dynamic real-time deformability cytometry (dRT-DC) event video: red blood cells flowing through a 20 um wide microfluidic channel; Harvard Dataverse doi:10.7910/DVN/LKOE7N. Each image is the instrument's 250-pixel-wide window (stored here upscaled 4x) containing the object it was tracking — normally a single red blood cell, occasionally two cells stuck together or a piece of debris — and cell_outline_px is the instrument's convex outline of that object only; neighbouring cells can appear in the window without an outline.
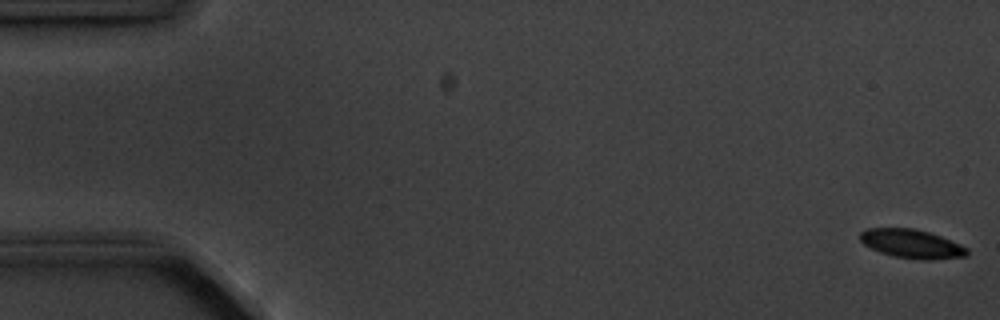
{"species": "common noctule bat (a hibernating species)", "species_latin": "Nyctalus noctula", "temperature_condition": "cold", "stored_images_in_passage": 6, "camera_frame_rate_fps": 3000, "um_per_image_px": 0.085, "animal": {"sex": "male", "body_mass_g": 20.1, "forearm_length_mm": 53.5}, "frame": {"image": 1, "passage_image": 1, "time_ms": 0.0, "image_size_px": [1000, 320], "cell_outline_px": [[968, 256], [928, 260], [920, 260], [892, 256], [880, 252], [864, 244], [860, 240], [860, 232], [868, 228], [912, 228], [928, 232], [940, 236], [960, 244], [968, 248]], "centroid_in_image_um": [77.5, 20.73], "position_along_channel_um": 7.5, "area_um2": 17.92}}
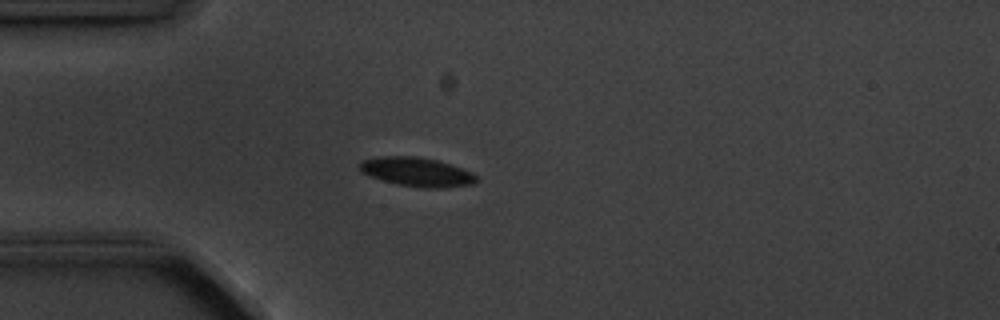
{"frame": {"image": 2, "passage_image": 5, "time_ms": 4.667, "image_size_px": [1000, 320], "cell_outline_px": [[480, 180], [472, 184], [440, 188], [420, 188], [396, 184], [360, 172], [360, 164], [364, 160], [380, 156], [416, 156], [436, 160], [472, 172]], "centroid_in_image_um": [35.45, 14.62], "position_along_channel_um": 49.6, "area_um2": 19.54}}